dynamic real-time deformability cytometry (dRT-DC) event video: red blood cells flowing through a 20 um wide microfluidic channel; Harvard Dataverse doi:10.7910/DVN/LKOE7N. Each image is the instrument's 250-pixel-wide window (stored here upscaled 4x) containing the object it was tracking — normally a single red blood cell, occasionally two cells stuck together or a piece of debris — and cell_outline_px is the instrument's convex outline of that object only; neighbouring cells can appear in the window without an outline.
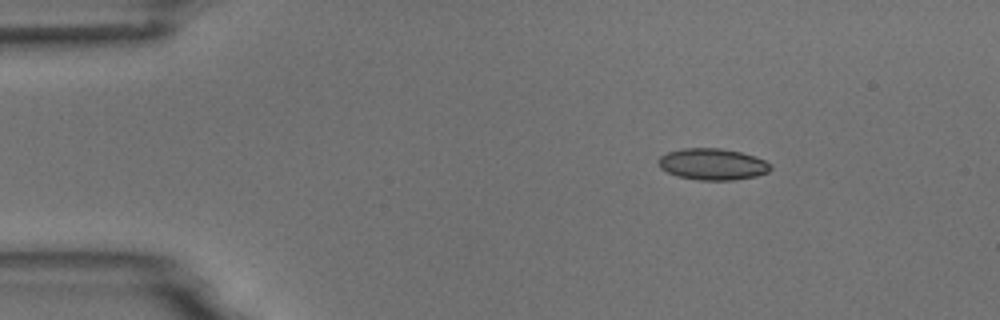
{"species": "common noctule bat (a hibernating species)", "species_latin": "Nyctalus noctula", "temperature_condition": "room temperature", "stored_images_in_passage": 3, "camera_frame_rate_fps": 3000, "um_per_image_px": 0.085, "animal": {"sex": "male", "body_mass_g": 18.8}, "frame": {"image": 1, "passage_image": 1, "time_ms": 0.0, "image_size_px": [1000, 320], "cell_outline_px": [[772, 168], [768, 172], [756, 176], [736, 180], [696, 180], [676, 176], [660, 168], [656, 164], [656, 160], [660, 156], [668, 152], [684, 148], [720, 148], [740, 152], [756, 156], [772, 164]], "centroid_in_image_um": [60.55, 13.96], "position_along_channel_um": 24.4, "area_um2": 20.87}}